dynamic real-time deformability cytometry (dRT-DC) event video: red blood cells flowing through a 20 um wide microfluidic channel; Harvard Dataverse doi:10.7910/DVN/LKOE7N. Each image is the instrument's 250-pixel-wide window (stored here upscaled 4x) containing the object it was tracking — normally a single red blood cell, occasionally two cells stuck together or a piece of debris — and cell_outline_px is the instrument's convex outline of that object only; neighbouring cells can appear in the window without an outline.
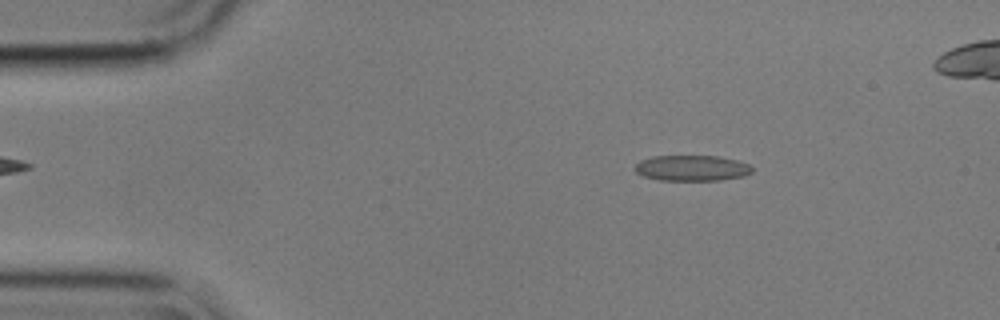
{"species": "common noctule bat (a hibernating species)", "species_latin": "Nyctalus noctula", "temperature_condition": "cold", "stored_images_in_passage": 53, "camera_frame_rate_fps": 3000, "um_per_image_px": 0.085, "animal": {"sex": "male", "body_mass_g": 17.9}, "frame": {"image": 1, "passage_image": 8, "time_ms": 2.333, "image_size_px": [1000, 320], "cell_outline_px": [[752, 172], [744, 176], [720, 180], [660, 180], [644, 176], [636, 172], [632, 168], [640, 160], [652, 156], [720, 156], [736, 160], [748, 164], [752, 168]], "centroid_in_image_um": [58.78, 14.28], "position_along_channel_um": 26.2, "area_um2": 17.57}}
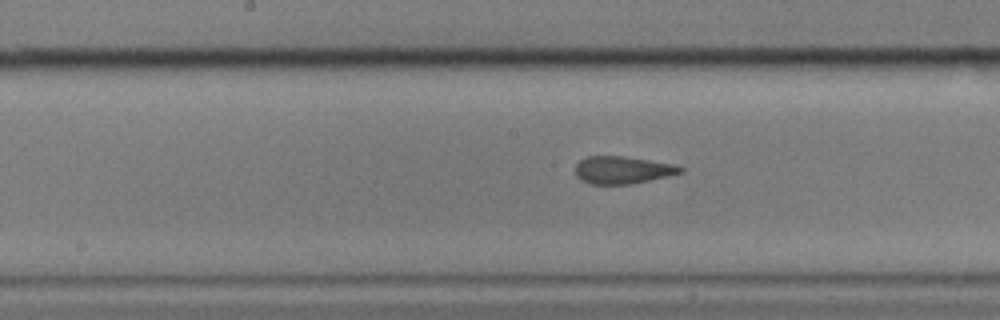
{"frame": {"image": 2, "passage_image": 27, "time_ms": 8.667, "image_size_px": [1000, 320], "cell_outline_px": [[684, 172], [668, 176], [628, 184], [592, 184], [576, 176], [576, 164], [580, 160], [588, 156], [624, 156], [676, 164], [684, 168]], "centroid_in_image_um": [52.95, 14.43], "position_along_channel_um": 195.2, "area_um2": 16.7}}
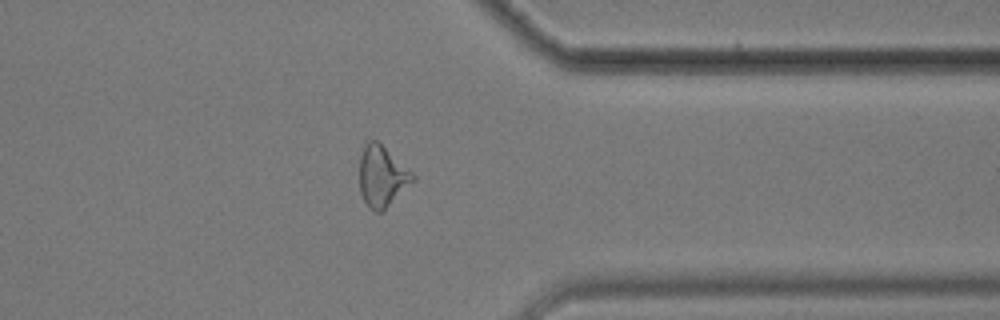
{"frame": {"image": 3, "passage_image": 43, "time_ms": 14.0, "image_size_px": [1000, 320], "cell_outline_px": [[416, 180], [384, 212], [372, 212], [368, 208], [360, 192], [360, 156], [364, 144], [368, 140], [376, 140], [412, 172], [416, 176]], "centroid_in_image_um": [32.48, 15.04], "position_along_channel_um": 378.9, "area_um2": 19.19}}